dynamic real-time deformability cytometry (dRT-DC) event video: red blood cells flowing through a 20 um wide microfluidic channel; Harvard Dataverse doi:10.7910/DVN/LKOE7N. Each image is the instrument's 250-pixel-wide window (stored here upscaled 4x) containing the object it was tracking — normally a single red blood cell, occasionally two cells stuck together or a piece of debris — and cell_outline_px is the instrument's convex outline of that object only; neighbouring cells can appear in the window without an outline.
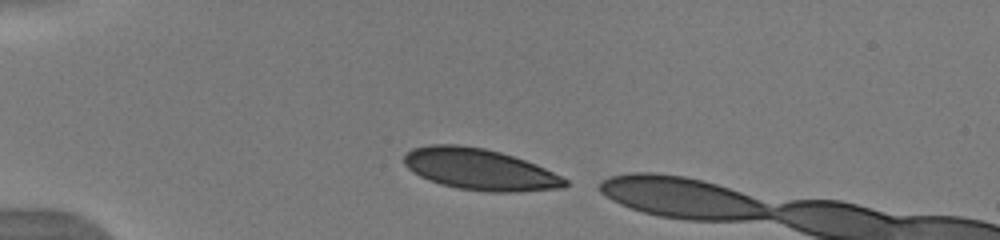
{"species": "human", "species_latin": "Homo sapiens", "temperature_condition": "warm", "stored_images_in_passage": 34, "camera_frame_rate_fps": 3000, "um_per_image_px": 0.085, "donor": {"sex": "male"}, "frame": {"image": 1, "passage_image": 1, "time_ms": 0.0, "image_size_px": [1000, 240], "cell_outline_px": [[568, 184], [564, 188], [520, 192], [488, 192], [460, 188], [440, 184], [428, 180], [412, 172], [404, 164], [404, 152], [412, 148], [428, 144], [460, 144], [484, 148], [500, 152], [536, 164], [568, 180]], "centroid_in_image_um": [40.74, 14.39], "position_along_channel_um": 44.3, "area_um2": 38.96}}
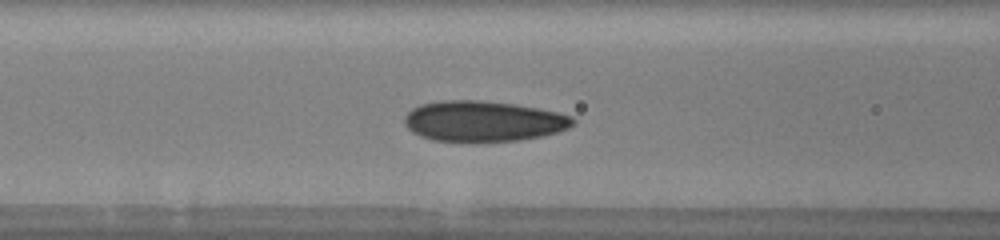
{"frame": {"image": 2, "passage_image": 10, "time_ms": 3.0, "image_size_px": [1000, 240], "cell_outline_px": [[576, 124], [560, 132], [540, 136], [516, 140], [436, 140], [420, 136], [412, 132], [404, 124], [404, 116], [412, 108], [420, 104], [440, 100], [480, 100], [512, 104], [536, 108], [556, 112], [572, 116], [576, 120]], "centroid_in_image_um": [41.08, 10.28], "position_along_channel_um": 125.5, "area_um2": 39.42}}
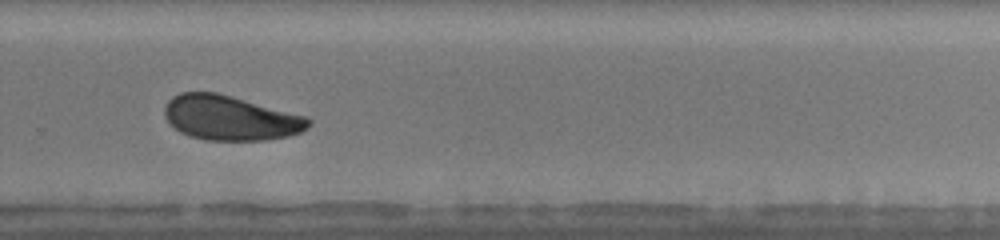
{"frame": {"image": 3, "passage_image": 24, "time_ms": 7.667, "image_size_px": [1000, 240], "cell_outline_px": [[312, 124], [308, 128], [300, 132], [288, 136], [268, 140], [204, 140], [188, 136], [180, 132], [164, 116], [164, 108], [168, 100], [172, 96], [180, 92], [216, 92], [304, 116], [312, 120]], "centroid_in_image_um": [19.55, 10.03], "position_along_channel_um": 310.2, "area_um2": 37.34}}